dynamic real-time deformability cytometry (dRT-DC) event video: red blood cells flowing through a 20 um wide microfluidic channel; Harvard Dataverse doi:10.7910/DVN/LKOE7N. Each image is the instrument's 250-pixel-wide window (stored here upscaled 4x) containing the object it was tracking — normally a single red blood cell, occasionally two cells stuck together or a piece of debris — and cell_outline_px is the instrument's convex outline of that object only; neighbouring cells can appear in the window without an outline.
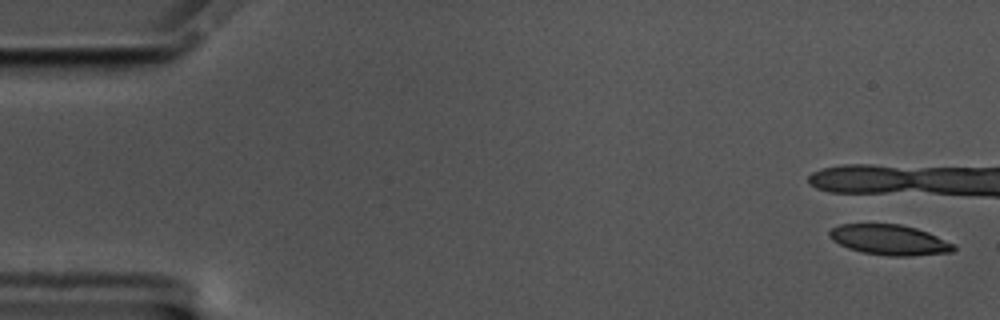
{"species": "common noctule bat (a hibernating species)", "species_latin": "Nyctalus noctula", "temperature_condition": "cold", "stored_images_in_passage": 7, "camera_frame_rate_fps": 3000, "um_per_image_px": 0.085, "animal": {"sex": "male", "body_mass_g": 17.5, "forearm_length_mm": 52.3}, "frame": {"image": 1, "passage_image": 1, "time_ms": 0.0, "image_size_px": [1000, 320], "cell_outline_px": [[956, 248], [952, 252], [908, 256], [888, 256], [864, 252], [848, 248], [832, 240], [828, 236], [828, 232], [832, 228], [840, 224], [900, 224], [916, 228], [928, 232], [956, 244]], "centroid_in_image_um": [75.62, 20.38], "position_along_channel_um": 9.4, "area_um2": 21.96}}